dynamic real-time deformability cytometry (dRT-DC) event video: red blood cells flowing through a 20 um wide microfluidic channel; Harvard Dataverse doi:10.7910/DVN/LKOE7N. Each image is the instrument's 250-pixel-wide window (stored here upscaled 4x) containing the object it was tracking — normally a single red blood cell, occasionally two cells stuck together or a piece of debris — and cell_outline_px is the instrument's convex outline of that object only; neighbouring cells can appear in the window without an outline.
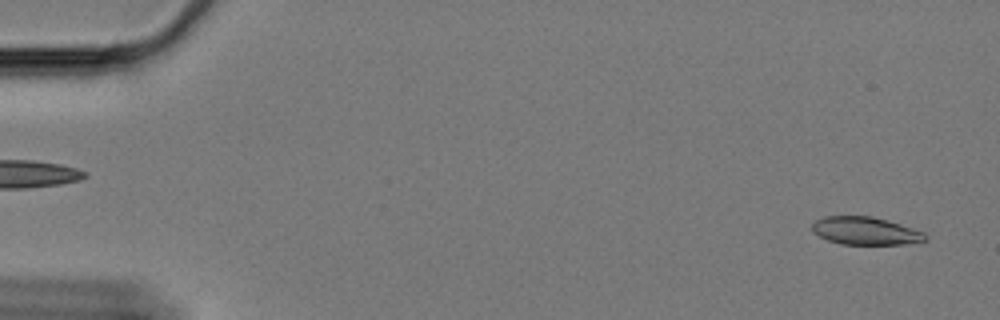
{"species": "Egyptian fruit bat (a non-hibernating species)", "species_latin": "Rousettus aegyptiacus", "temperature_condition": "cold", "stored_images_in_passage": 20, "camera_frame_rate_fps": 3000, "um_per_image_px": 0.085, "animal": {"sex": "female"}, "frame": {"image": 1, "passage_image": 2, "time_ms": 0.333, "image_size_px": [1000, 320], "cell_outline_px": [[928, 240], [904, 244], [840, 244], [828, 240], [812, 232], [812, 224], [816, 220], [824, 216], [872, 216], [900, 224], [924, 232], [928, 236]], "centroid_in_image_um": [73.56, 19.62], "position_along_channel_um": 11.4, "area_um2": 18.32}}
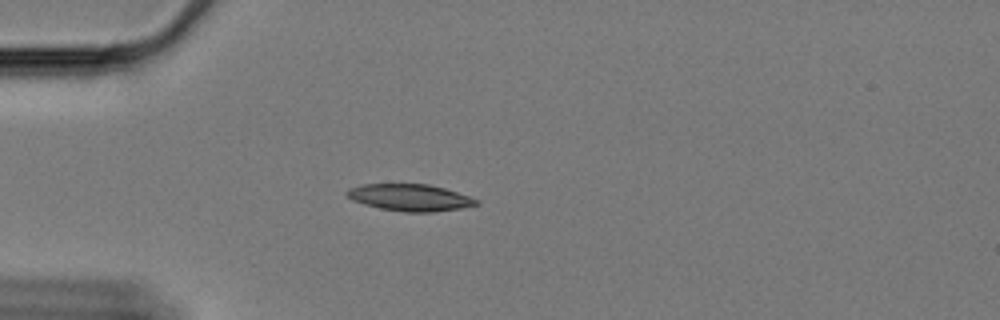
{"frame": {"image": 2, "passage_image": 16, "time_ms": 5.0, "image_size_px": [1000, 320], "cell_outline_px": [[480, 204], [460, 208], [432, 212], [404, 212], [380, 208], [364, 204], [352, 200], [344, 192], [348, 188], [360, 184], [428, 184], [444, 188], [468, 196], [476, 200]], "centroid_in_image_um": [34.79, 16.78], "position_along_channel_um": 50.2, "area_um2": 20.11}}
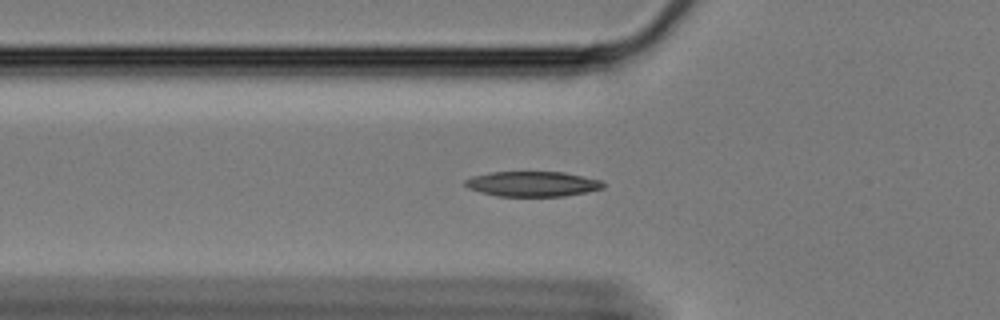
{"frame": {"image": 3, "passage_image": 20, "time_ms": 6.333, "image_size_px": [1000, 320], "cell_outline_px": [[604, 188], [588, 192], [564, 196], [496, 196], [480, 192], [468, 188], [464, 184], [464, 180], [472, 176], [492, 172], [564, 172], [600, 180], [604, 184]], "centroid_in_image_um": [45.25, 15.64], "position_along_channel_um": 80.6, "area_um2": 20.23}}